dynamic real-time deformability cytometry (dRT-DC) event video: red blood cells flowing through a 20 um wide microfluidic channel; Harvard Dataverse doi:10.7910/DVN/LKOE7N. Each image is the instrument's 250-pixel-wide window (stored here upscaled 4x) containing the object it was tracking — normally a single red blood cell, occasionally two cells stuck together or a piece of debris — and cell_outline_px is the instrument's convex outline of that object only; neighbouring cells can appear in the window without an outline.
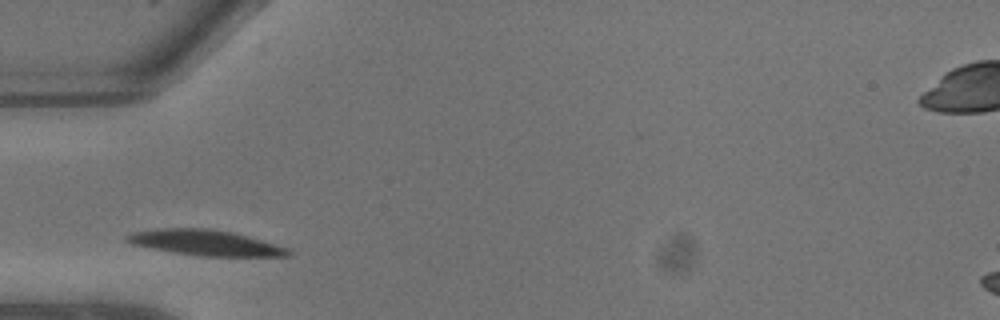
{"species": "common noctule bat (a hibernating species)", "species_latin": "Nyctalus noctula", "temperature_condition": "warm", "stored_images_in_passage": 2, "camera_frame_rate_fps": 3000, "um_per_image_px": 0.085, "animal": {"sex": "male", "body_mass_g": 13.3}, "frame": {"image": 1, "passage_image": 1, "time_ms": 0.0, "image_size_px": [1000, 320], "cell_outline_px": [[292, 256], [200, 256], [172, 252], [132, 244], [124, 240], [124, 236], [132, 232], [156, 228], [204, 228], [232, 232], [248, 236], [288, 248], [292, 252]], "centroid_in_image_um": [17.43, 20.63], "position_along_channel_um": 67.6, "area_um2": 23.99}}